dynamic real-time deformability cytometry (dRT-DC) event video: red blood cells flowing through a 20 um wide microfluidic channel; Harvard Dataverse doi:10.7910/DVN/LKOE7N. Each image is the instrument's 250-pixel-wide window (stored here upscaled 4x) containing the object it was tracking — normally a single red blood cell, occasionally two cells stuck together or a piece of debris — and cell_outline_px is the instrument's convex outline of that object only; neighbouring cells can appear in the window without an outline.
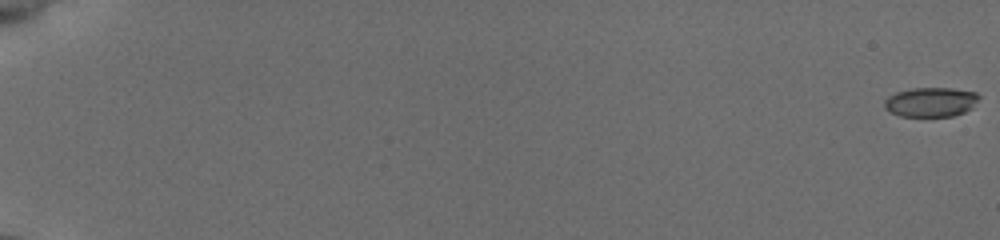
{"species": "common noctule bat (a hibernating species)", "species_latin": "Nyctalus noctula", "temperature_condition": "cold", "stored_images_in_passage": 57, "camera_frame_rate_fps": 3000, "um_per_image_px": 0.085, "animal": {"sex": "female", "body_mass_g": 19.5, "forearm_length_mm": 54.1}, "frame": {"image": 1, "passage_image": 1, "time_ms": 0.0, "image_size_px": [1000, 240], "cell_outline_px": [[980, 96], [972, 108], [964, 112], [952, 116], [900, 116], [884, 108], [884, 100], [888, 96], [896, 92], [912, 88], [952, 88], [976, 92]], "centroid_in_image_um": [79.12, 8.66], "position_along_channel_um": 5.9, "area_um2": 16.24}}
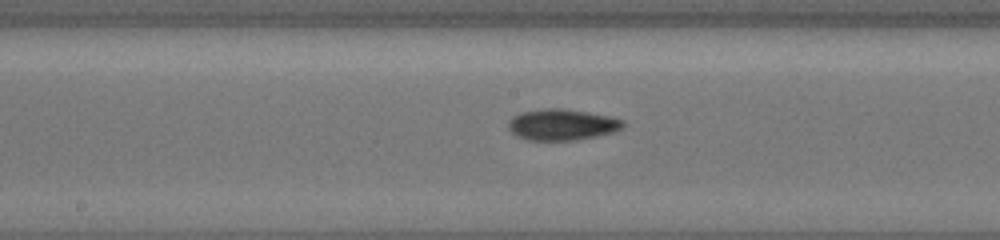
{"frame": {"image": 2, "passage_image": 33, "time_ms": 10.667, "image_size_px": [1000, 240], "cell_outline_px": [[624, 124], [616, 132], [576, 140], [528, 140], [516, 136], [508, 128], [508, 120], [512, 116], [520, 112], [544, 108], [560, 108], [588, 112], [608, 116], [624, 120]], "centroid_in_image_um": [47.74, 10.59], "position_along_channel_um": 200.5, "area_um2": 20.92}}
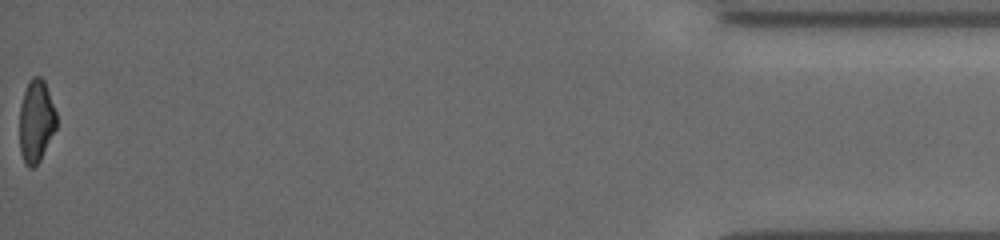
{"frame": {"image": 3, "passage_image": 57, "time_ms": 18.667, "image_size_px": [1000, 240], "cell_outline_px": [[56, 128], [40, 160], [32, 168], [28, 168], [20, 152], [20, 104], [24, 92], [32, 76], [40, 76], [44, 80], [56, 112]], "centroid_in_image_um": [3.07, 10.29], "position_along_channel_um": 432.1, "area_um2": 17.57}, "authors_computed_cell_mechanics": {"area_um2": 18.496, "velocity_mm_per_s": 3.8937, "shape_relaxation_time_tau1_ms": 7.4314, "shape_relaxation_time_tau2_ms": 8.4975, "deformation_change_tau1": 0.1761, "deformation_change_tau2": 0.1407}}